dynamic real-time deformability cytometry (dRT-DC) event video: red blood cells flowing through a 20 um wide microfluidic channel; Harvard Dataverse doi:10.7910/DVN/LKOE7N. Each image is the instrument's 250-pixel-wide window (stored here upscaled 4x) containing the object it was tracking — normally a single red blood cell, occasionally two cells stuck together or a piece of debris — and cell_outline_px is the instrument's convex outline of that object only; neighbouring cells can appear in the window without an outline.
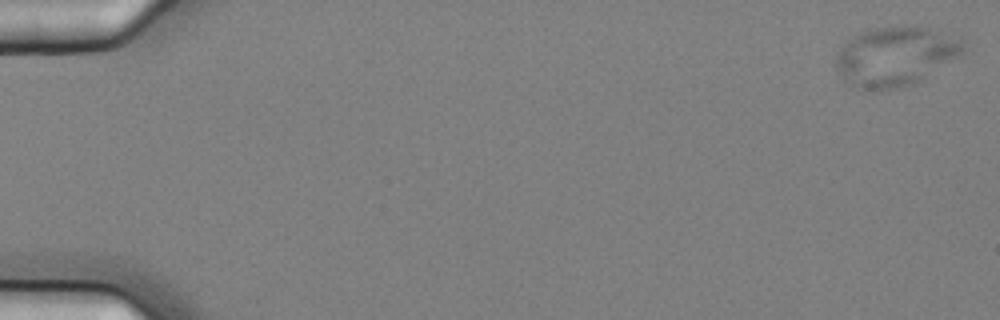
{"species": "common noctule bat (a hibernating species)", "species_latin": "Nyctalus noctula", "temperature_condition": "cold", "stored_images_in_passage": 6, "camera_frame_rate_fps": 3000, "um_per_image_px": 0.085, "animal": {"sex": "female", "body_mass_g": 25.1}, "frame": {"image": 1, "passage_image": 1, "time_ms": 0.0, "image_size_px": [1000, 320], "cell_outline_px": [[964, 52], [960, 56], [920, 80], [912, 84], [896, 88], [860, 88], [844, 80], [836, 72], [832, 64], [840, 48], [852, 36], [868, 28], [904, 24], [916, 24], [960, 36], [964, 44]], "centroid_in_image_um": [76.11, 4.71], "position_along_channel_um": 8.9, "area_um2": 44.74}}
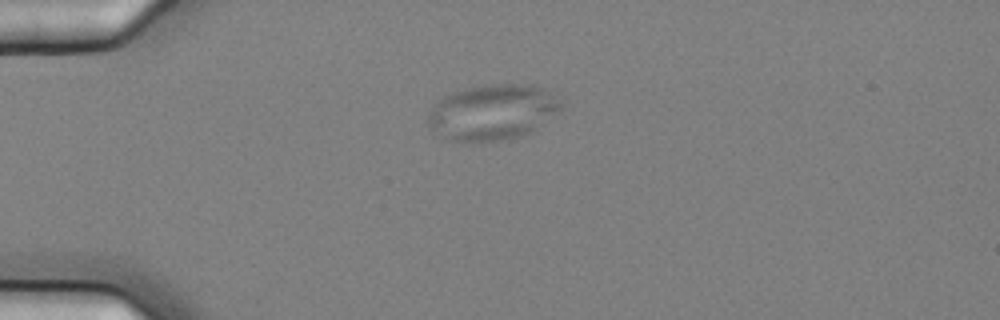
{"frame": {"image": 2, "passage_image": 4, "time_ms": 1.0, "image_size_px": [1000, 320], "cell_outline_px": [[564, 108], [528, 132], [520, 136], [508, 140], [448, 140], [428, 128], [428, 116], [432, 104], [444, 96], [452, 92], [468, 88], [488, 84], [532, 84], [544, 88], [552, 92], [560, 100]], "centroid_in_image_um": [41.85, 9.51], "position_along_channel_um": 43.1, "area_um2": 42.95}}
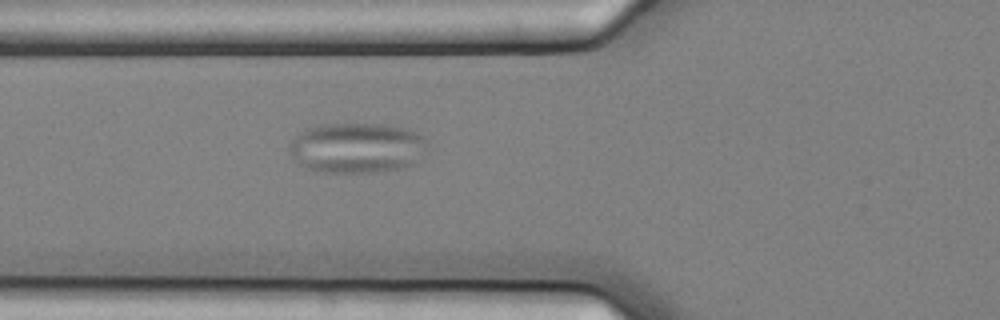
{"frame": {"image": 3, "passage_image": 6, "time_ms": 1.667, "image_size_px": [1000, 320], "cell_outline_px": [[428, 144], [416, 164], [400, 168], [376, 172], [316, 172], [300, 164], [292, 156], [288, 148], [292, 140], [300, 132], [308, 128], [320, 124], [384, 124], [404, 128], [416, 132], [424, 136]], "centroid_in_image_um": [30.35, 12.56], "position_along_channel_um": 95.5, "area_um2": 40.58}}